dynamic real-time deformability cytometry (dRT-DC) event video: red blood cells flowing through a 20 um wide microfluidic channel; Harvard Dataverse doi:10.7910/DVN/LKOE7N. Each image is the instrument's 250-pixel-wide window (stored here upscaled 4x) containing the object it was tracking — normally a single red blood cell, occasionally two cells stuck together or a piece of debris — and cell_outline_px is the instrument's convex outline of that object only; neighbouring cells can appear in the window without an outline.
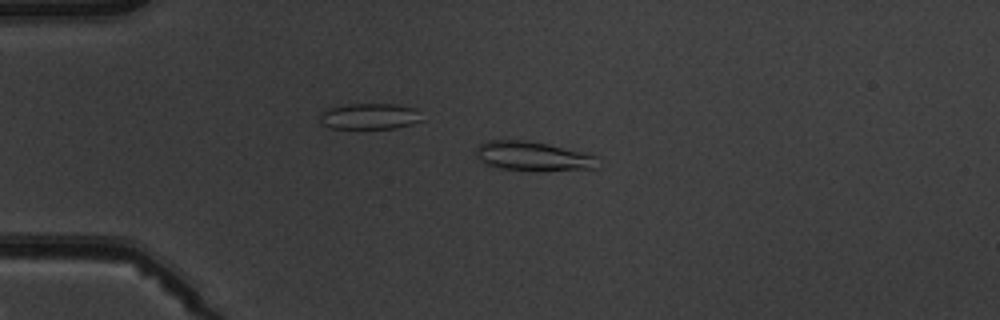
{"species": "common noctule bat (a hibernating species)", "species_latin": "Nyctalus noctula", "temperature_condition": "warm", "stored_images_in_passage": 3, "camera_frame_rate_fps": 3000, "um_per_image_px": 0.085, "animal": {"sex": "male", "body_mass_g": 19.5, "forearm_length_mm": 54.6}, "frame": {"image": 1, "passage_image": 2, "time_ms": 1.0, "image_size_px": [1000, 320], "cell_outline_px": [[600, 156], [596, 168], [500, 168], [476, 160], [476, 148], [480, 144], [488, 140], [524, 140], [548, 144], [592, 152]], "centroid_in_image_um": [45.33, 13.21], "position_along_channel_um": 39.7, "area_um2": 20.23}}